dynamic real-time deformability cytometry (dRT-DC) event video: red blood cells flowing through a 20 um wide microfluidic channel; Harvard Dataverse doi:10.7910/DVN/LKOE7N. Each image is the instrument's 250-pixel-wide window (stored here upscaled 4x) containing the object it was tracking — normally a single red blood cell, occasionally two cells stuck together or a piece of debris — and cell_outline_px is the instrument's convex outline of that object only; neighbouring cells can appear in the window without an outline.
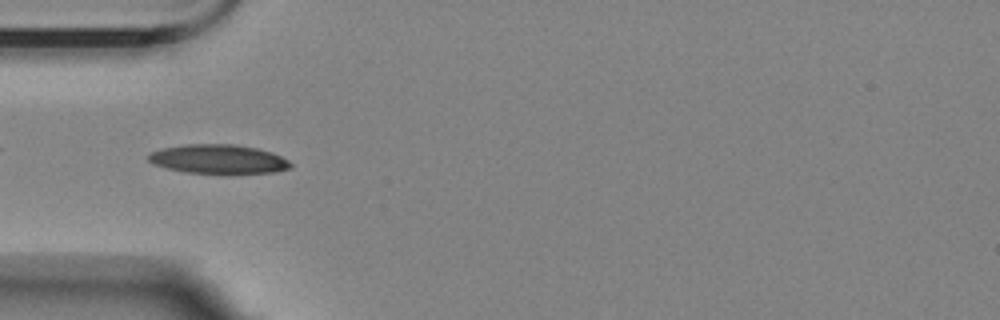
{"species": "Egyptian fruit bat (a non-hibernating species)", "species_latin": "Rousettus aegyptiacus", "temperature_condition": "room temperature", "stored_images_in_passage": 9, "camera_frame_rate_fps": 3000, "um_per_image_px": 0.085, "animal": {"sex": "female"}, "frame": {"image": 1, "passage_image": 3, "time_ms": 2.667, "image_size_px": [1000, 320], "cell_outline_px": [[292, 168], [276, 172], [228, 176], [220, 176], [184, 172], [152, 164], [148, 160], [148, 152], [164, 148], [188, 144], [232, 144], [256, 148], [272, 152], [288, 160], [292, 164]], "centroid_in_image_um": [18.6, 13.58], "position_along_channel_um": 66.4, "area_um2": 25.14}}
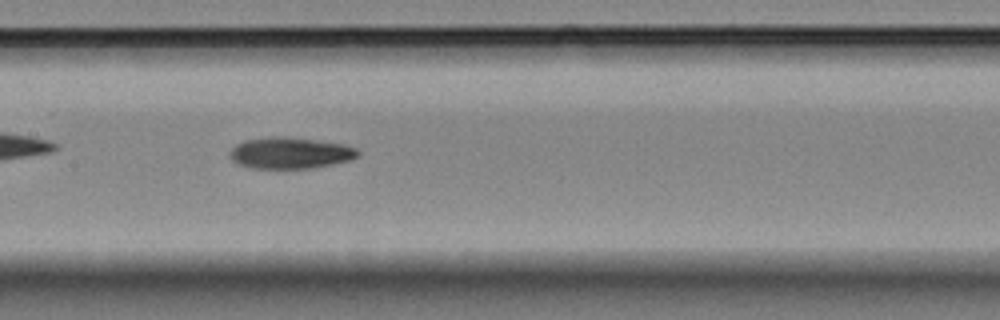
{"frame": {"image": 2, "passage_image": 6, "time_ms": 6.0, "image_size_px": [1000, 320], "cell_outline_px": [[360, 156], [352, 160], [312, 168], [248, 168], [232, 160], [228, 152], [236, 144], [244, 140], [272, 136], [280, 136], [344, 144], [356, 148], [360, 152]], "centroid_in_image_um": [24.67, 13.01], "position_along_channel_um": 182.7, "area_um2": 23.41}}
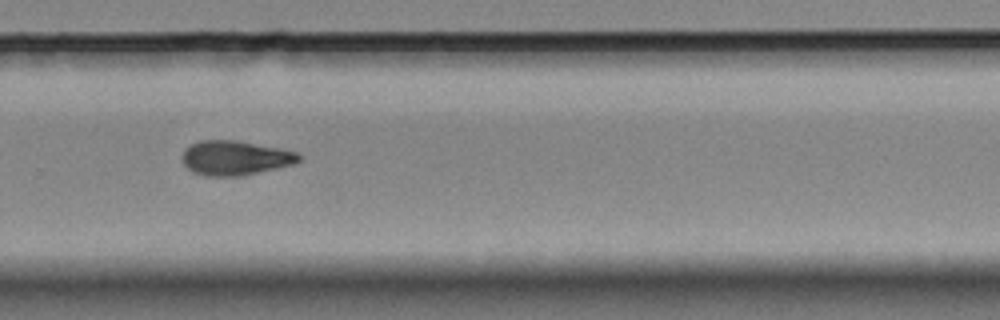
{"frame": {"image": 3, "passage_image": 9, "time_ms": 9.667, "image_size_px": [1000, 320], "cell_outline_px": [[304, 156], [296, 164], [240, 176], [208, 176], [192, 172], [184, 164], [180, 156], [184, 148], [200, 140], [236, 140], [280, 148], [296, 152]], "centroid_in_image_um": [19.99, 13.42], "position_along_channel_um": 309.8, "area_um2": 23.7}}